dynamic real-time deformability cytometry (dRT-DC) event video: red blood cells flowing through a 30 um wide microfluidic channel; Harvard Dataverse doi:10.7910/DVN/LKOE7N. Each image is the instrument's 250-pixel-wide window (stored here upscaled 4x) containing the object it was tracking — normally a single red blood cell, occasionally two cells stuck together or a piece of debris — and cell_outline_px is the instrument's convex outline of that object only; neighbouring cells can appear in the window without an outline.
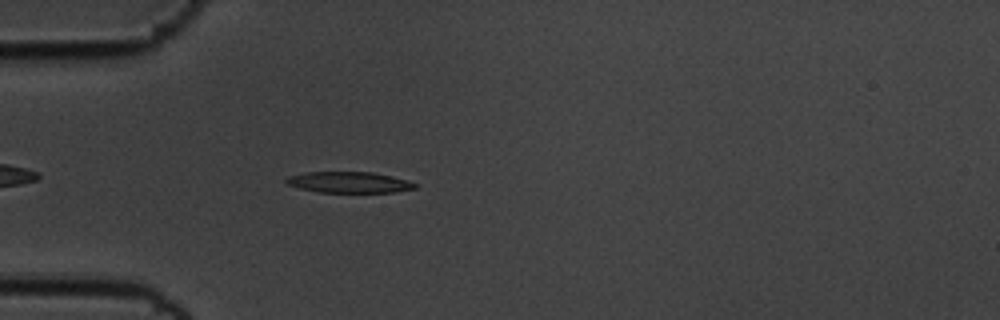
{"species": "common noctule bat (a hibernating species)", "species_latin": "Nyctalus noctula", "temperature_condition": "cold", "stored_images_in_passage": 45, "camera_frame_rate_fps": 3000, "um_per_image_px": 0.085, "animal": {"sex": "male", "body_mass_g": 19.5, "forearm_length_mm": 54.6}, "frame": {"image": 1, "passage_image": 5, "time_ms": 1.333, "image_size_px": [1000, 320], "cell_outline_px": [[416, 188], [396, 192], [320, 192], [300, 188], [284, 184], [284, 180], [288, 176], [304, 172], [372, 172], [408, 180], [416, 184]], "centroid_in_image_um": [29.62, 15.49], "position_along_channel_um": 55.4, "area_um2": 15.78}}
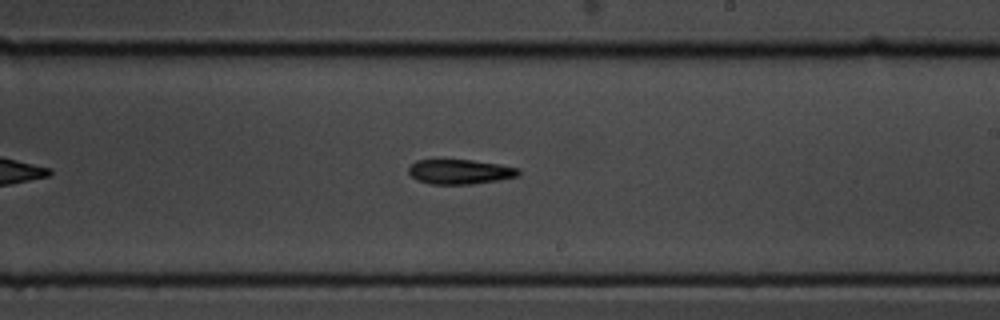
{"frame": {"image": 2, "passage_image": 22, "time_ms": 7.0, "image_size_px": [1000, 320], "cell_outline_px": [[520, 176], [472, 184], [428, 184], [416, 180], [408, 172], [408, 168], [416, 160], [472, 160], [500, 164], [520, 168]], "centroid_in_image_um": [39.1, 14.6], "position_along_channel_um": 249.9, "area_um2": 15.9}}
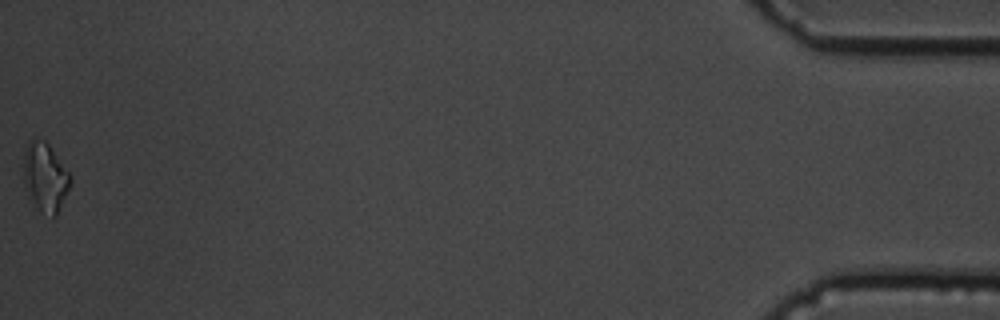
{"frame": {"image": 3, "passage_image": 45, "time_ms": 14.667, "image_size_px": [1000, 320], "cell_outline_px": [[72, 184], [56, 216], [52, 216], [40, 212], [28, 196], [24, 184], [24, 148], [28, 140], [32, 136], [44, 140], [48, 144], [72, 176]], "centroid_in_image_um": [3.84, 15.04], "position_along_channel_um": 431.4, "area_um2": 19.13}, "authors_computed_cell_mechanics": {"area_um2": 16.2996, "velocity_mm_per_s": 3.5783, "shape_relaxation_time_tau1_ms": 4.2315, "shape_relaxation_time_tau2_ms": null, "deformation_change_tau1": 0.16, "deformation_change_tau2": null}}